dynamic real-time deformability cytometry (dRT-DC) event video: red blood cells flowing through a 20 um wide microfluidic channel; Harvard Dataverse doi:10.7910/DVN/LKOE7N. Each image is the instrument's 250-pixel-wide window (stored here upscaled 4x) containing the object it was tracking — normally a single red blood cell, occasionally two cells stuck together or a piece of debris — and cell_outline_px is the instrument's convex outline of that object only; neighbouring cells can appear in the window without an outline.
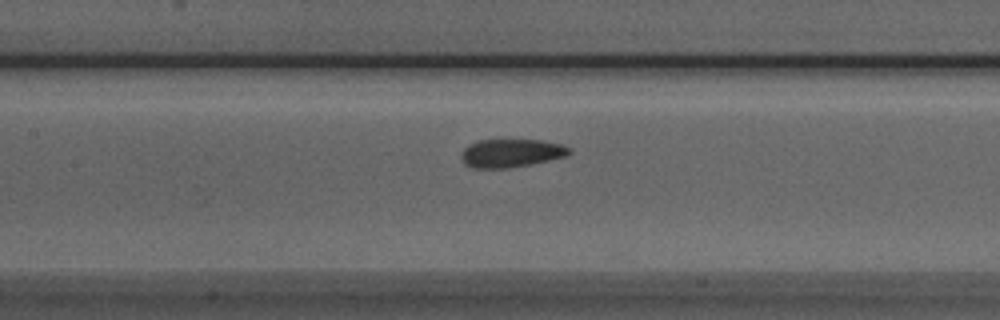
{"species": "Egyptian fruit bat (a non-hibernating species)", "species_latin": "Rousettus aegyptiacus", "temperature_condition": "room temperature", "stored_images_in_passage": 31, "camera_frame_rate_fps": 3000, "um_per_image_px": 0.085, "animal": {"sex": "male"}, "frame": {"image": 1, "passage_image": 10, "time_ms": 3.0, "image_size_px": [1000, 320], "cell_outline_px": [[572, 152], [564, 156], [532, 164], [508, 168], [472, 168], [464, 164], [460, 156], [460, 152], [468, 144], [480, 140], [540, 140], [560, 144], [572, 148]], "centroid_in_image_um": [43.4, 13.02], "position_along_channel_um": 164.0, "area_um2": 17.86}}
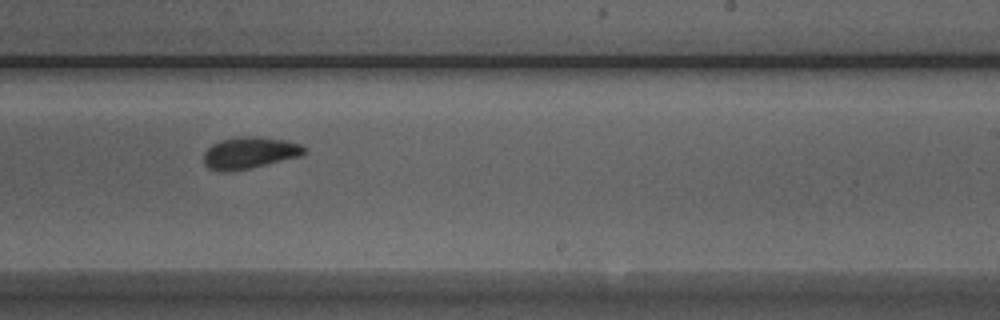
{"frame": {"image": 2, "passage_image": 18, "time_ms": 5.667, "image_size_px": [1000, 320], "cell_outline_px": [[308, 152], [300, 156], [248, 168], [220, 172], [208, 168], [204, 164], [204, 152], [212, 144], [220, 140], [236, 136], [256, 136], [284, 140], [300, 144]], "centroid_in_image_um": [21.18, 12.97], "position_along_channel_um": 267.8, "area_um2": 18.44}}
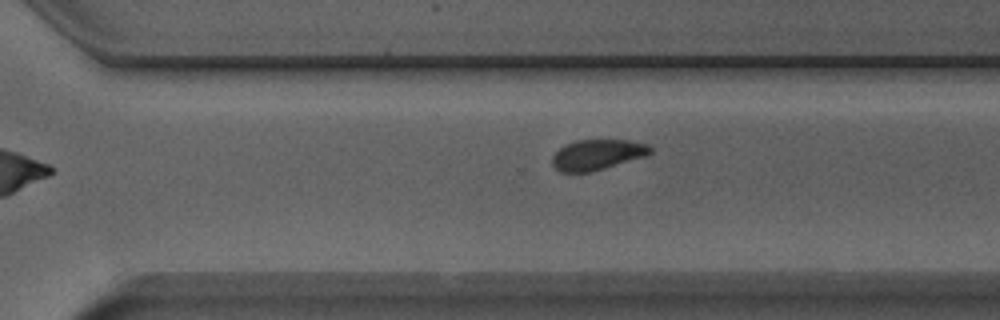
{"frame": {"image": 3, "passage_image": 22, "time_ms": 7.0, "image_size_px": [1000, 320], "cell_outline_px": [[652, 152], [648, 156], [604, 168], [588, 172], [560, 172], [552, 164], [552, 156], [564, 144], [576, 140], [628, 140], [648, 144], [652, 148]], "centroid_in_image_um": [50.79, 13.14], "position_along_channel_um": 319.8, "area_um2": 17.46}}